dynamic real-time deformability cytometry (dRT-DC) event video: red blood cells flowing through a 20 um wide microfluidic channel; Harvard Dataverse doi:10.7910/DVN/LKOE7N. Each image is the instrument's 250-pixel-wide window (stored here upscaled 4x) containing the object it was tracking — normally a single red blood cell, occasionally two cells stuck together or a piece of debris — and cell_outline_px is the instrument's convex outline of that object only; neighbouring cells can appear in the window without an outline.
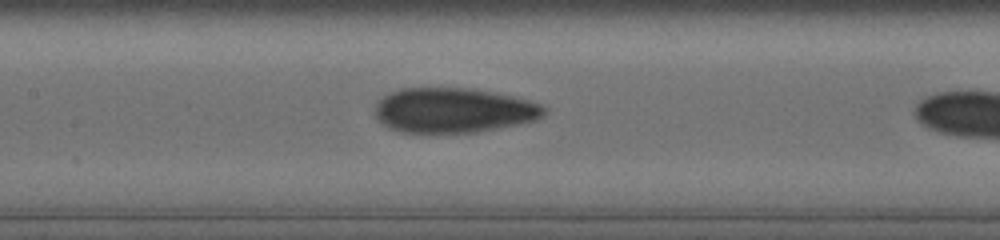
{"species": "human", "species_latin": "Homo sapiens", "temperature_condition": "cold", "stored_images_in_passage": 43, "camera_frame_rate_fps": 3000, "um_per_image_px": 0.085, "donor": {"sex": "female"}, "frame": {"image": 1, "passage_image": 26, "time_ms": 8.333, "image_size_px": [1000, 240], "cell_outline_px": [[548, 108], [544, 116], [536, 120], [476, 132], [404, 132], [392, 128], [384, 124], [376, 116], [376, 104], [388, 92], [400, 88], [472, 88], [512, 96], [528, 100], [540, 104]], "centroid_in_image_um": [38.58, 9.36], "position_along_channel_um": 168.8, "area_um2": 43.87}}
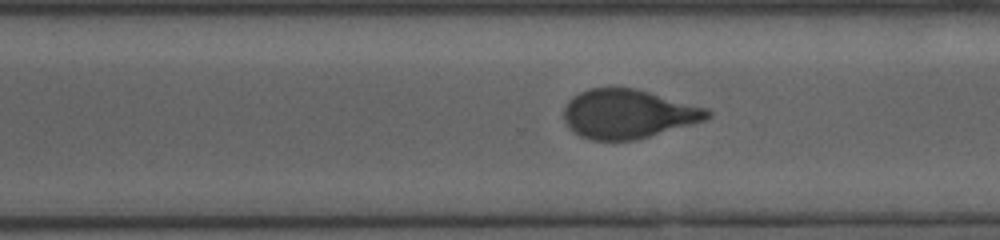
{"frame": {"image": 2, "passage_image": 37, "time_ms": 12.0, "image_size_px": [1000, 240], "cell_outline_px": [[712, 116], [704, 120], [648, 136], [632, 140], [592, 140], [580, 136], [568, 128], [564, 120], [564, 108], [568, 100], [580, 92], [588, 88], [636, 88], [708, 108], [712, 112]], "centroid_in_image_um": [53.36, 9.67], "position_along_channel_um": 317.2, "area_um2": 40.81}}
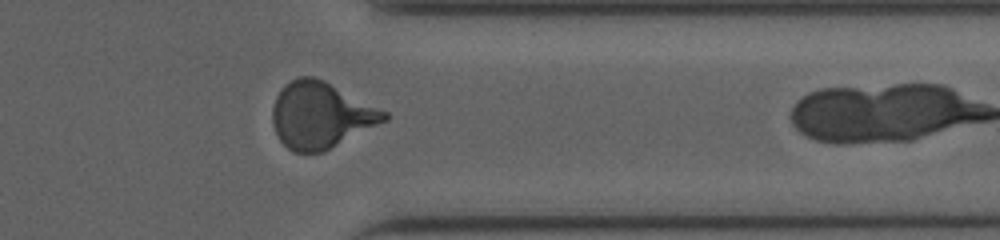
{"frame": {"image": 3, "passage_image": 42, "time_ms": 13.667, "image_size_px": [1000, 240], "cell_outline_px": [[388, 120], [324, 152], [292, 152], [280, 140], [276, 132], [272, 120], [272, 108], [276, 96], [280, 88], [284, 84], [300, 76], [312, 76], [324, 80], [388, 112]], "centroid_in_image_um": [27.26, 9.79], "position_along_channel_um": 384.1, "area_um2": 43.18}}